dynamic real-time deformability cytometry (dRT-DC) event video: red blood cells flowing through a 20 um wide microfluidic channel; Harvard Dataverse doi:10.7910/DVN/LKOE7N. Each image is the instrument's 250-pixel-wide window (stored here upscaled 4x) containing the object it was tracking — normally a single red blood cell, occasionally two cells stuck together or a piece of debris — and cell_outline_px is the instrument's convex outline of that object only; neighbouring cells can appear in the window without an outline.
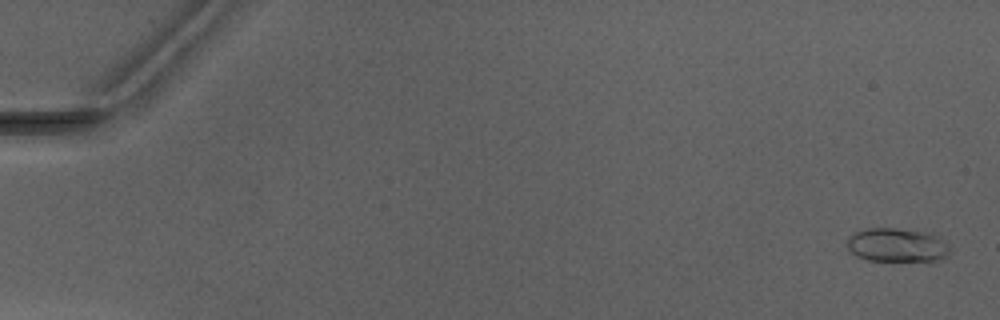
{"species": "Egyptian fruit bat (a non-hibernating species)", "species_latin": "Rousettus aegyptiacus", "temperature_condition": "warm", "stored_images_in_passage": 5, "camera_frame_rate_fps": 3000, "um_per_image_px": 0.085, "animal": {"sex": "male"}, "frame": {"image": 1, "passage_image": 1, "time_ms": 0.0, "image_size_px": [1000, 320], "cell_outline_px": [[948, 252], [944, 256], [936, 260], [868, 260], [856, 256], [844, 244], [848, 236], [852, 232], [864, 228], [896, 228], [932, 232], [948, 248]], "centroid_in_image_um": [76.12, 20.79], "position_along_channel_um": 8.9, "area_um2": 20.11}}